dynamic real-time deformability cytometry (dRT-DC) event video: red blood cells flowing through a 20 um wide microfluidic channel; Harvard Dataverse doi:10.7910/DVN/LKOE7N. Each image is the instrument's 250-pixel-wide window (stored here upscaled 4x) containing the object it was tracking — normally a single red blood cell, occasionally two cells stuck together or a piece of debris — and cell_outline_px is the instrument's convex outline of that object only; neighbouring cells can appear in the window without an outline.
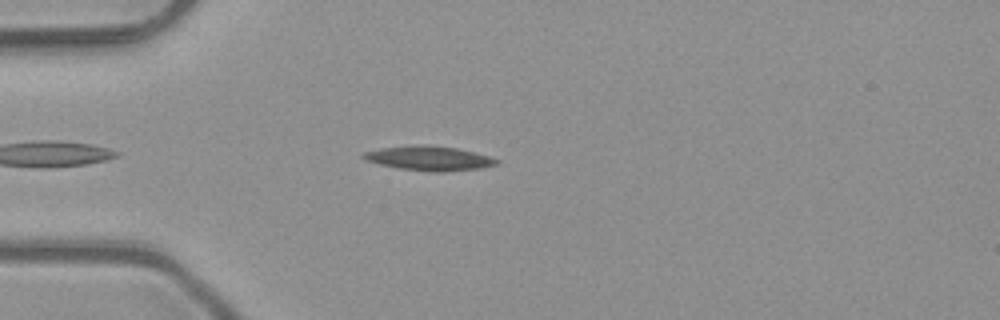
{"species": "common noctule bat (a hibernating species)", "species_latin": "Nyctalus noctula", "temperature_condition": "room temperature", "stored_images_in_passage": 36, "camera_frame_rate_fps": 3000, "um_per_image_px": 0.085, "animal": {"sex": "male", "body_mass_g": 23.1, "forearm_length_mm": 52.7}, "frame": {"image": 1, "passage_image": 5, "time_ms": 1.333, "image_size_px": [1000, 320], "cell_outline_px": [[500, 164], [480, 168], [444, 172], [432, 172], [400, 168], [380, 164], [368, 160], [360, 156], [364, 152], [384, 148], [424, 144], [456, 148], [492, 156], [500, 160]], "centroid_in_image_um": [36.57, 13.46], "position_along_channel_um": 48.4, "area_um2": 18.84}}
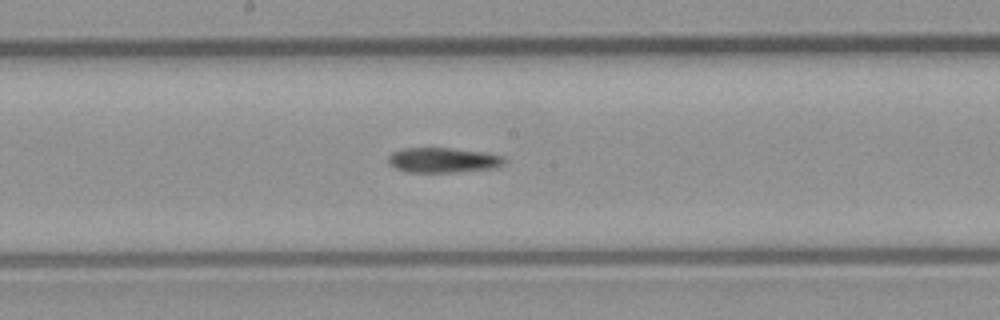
{"frame": {"image": 2, "passage_image": 18, "time_ms": 5.667, "image_size_px": [1000, 320], "cell_outline_px": [[508, 160], [504, 164], [492, 168], [456, 172], [408, 172], [396, 168], [388, 164], [388, 156], [392, 152], [404, 148], [448, 148], [488, 152], [504, 156]], "centroid_in_image_um": [37.69, 13.6], "position_along_channel_um": 210.5, "area_um2": 17.05}}
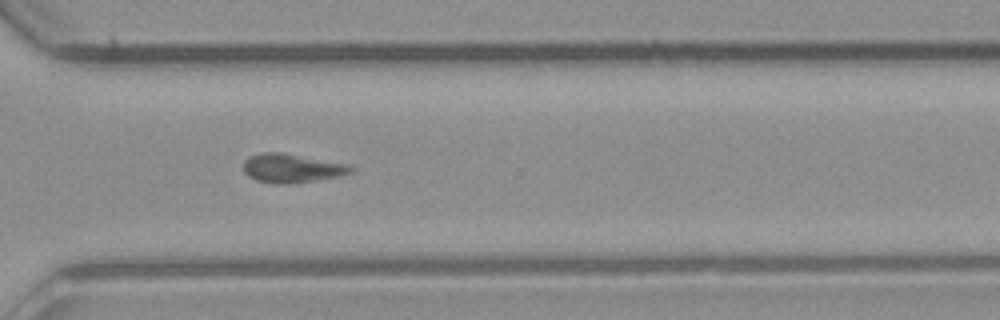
{"frame": {"image": 3, "passage_image": 28, "time_ms": 9.0, "image_size_px": [1000, 320], "cell_outline_px": [[356, 168], [352, 172], [340, 176], [292, 184], [276, 184], [256, 180], [248, 176], [244, 172], [244, 160], [248, 156], [260, 152], [280, 152], [352, 164]], "centroid_in_image_um": [24.84, 14.29], "position_along_channel_um": 345.8, "area_um2": 18.44}, "authors_computed_cell_mechanics": {"area_um2": 17.6579, "velocity_mm_per_s": 4.0673, "shape_relaxation_time_tau1_ms": 9.4488, "shape_relaxation_time_tau2_ms": null, "deformation_change_tau1": 0.2332, "deformation_change_tau2": null}}